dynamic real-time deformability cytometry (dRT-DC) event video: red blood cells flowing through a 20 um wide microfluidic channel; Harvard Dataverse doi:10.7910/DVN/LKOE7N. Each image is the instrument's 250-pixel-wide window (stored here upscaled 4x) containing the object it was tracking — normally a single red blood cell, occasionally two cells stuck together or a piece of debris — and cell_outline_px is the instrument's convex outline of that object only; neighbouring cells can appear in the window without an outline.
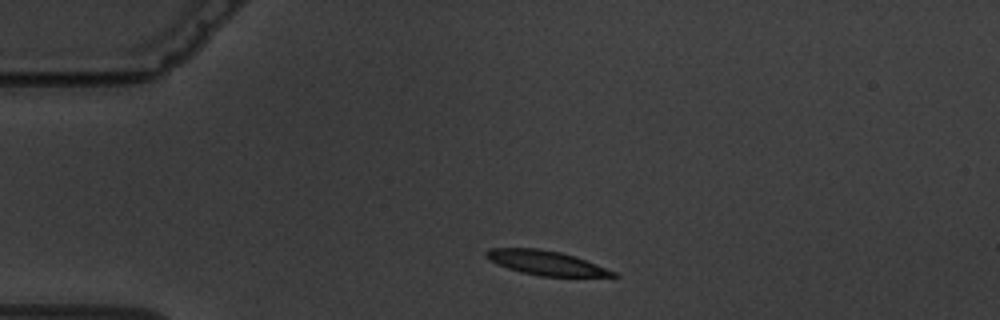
{"species": "common noctule bat (a hibernating species)", "species_latin": "Nyctalus noctula", "temperature_condition": "warm", "stored_images_in_passage": 2, "camera_frame_rate_fps": 3000, "um_per_image_px": 0.085, "animal": {"sex": "male", "body_mass_g": 19.5, "forearm_length_mm": 54.6}, "frame": {"image": 1, "passage_image": 1, "time_ms": 0.0, "image_size_px": [1000, 320], "cell_outline_px": [[620, 276], [540, 276], [520, 272], [496, 264], [488, 260], [484, 256], [484, 252], [488, 248], [540, 248], [560, 252], [576, 256], [616, 272]], "centroid_in_image_um": [46.34, 22.33], "position_along_channel_um": 38.7, "area_um2": 18.09}}